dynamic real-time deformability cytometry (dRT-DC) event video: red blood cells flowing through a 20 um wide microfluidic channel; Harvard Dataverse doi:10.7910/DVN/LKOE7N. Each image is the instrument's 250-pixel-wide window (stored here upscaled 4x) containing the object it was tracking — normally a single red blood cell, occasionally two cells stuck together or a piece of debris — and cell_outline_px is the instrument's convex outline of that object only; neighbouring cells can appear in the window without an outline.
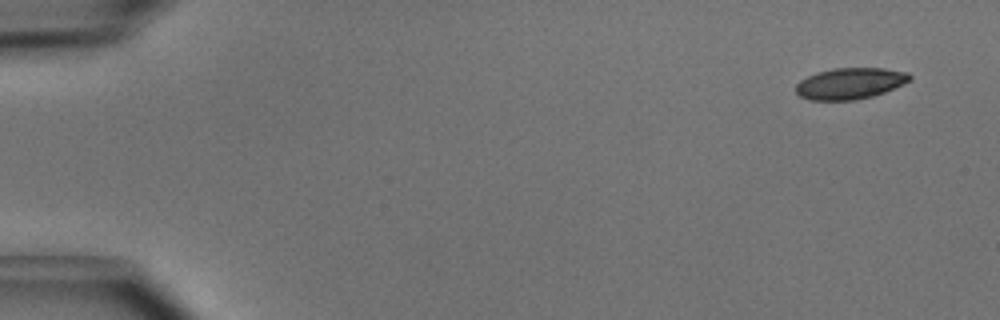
{"species": "common noctule bat (a hibernating species)", "species_latin": "Nyctalus noctula", "temperature_condition": "cold", "stored_images_in_passage": 5, "camera_frame_rate_fps": 3000, "um_per_image_px": 0.085, "animal": {"sex": "male", "body_mass_g": 15.6}, "frame": {"image": 1, "passage_image": 1, "time_ms": 0.0, "image_size_px": [1000, 320], "cell_outline_px": [[912, 80], [904, 84], [884, 92], [872, 96], [856, 100], [808, 100], [800, 96], [796, 92], [796, 84], [800, 80], [816, 72], [832, 68], [884, 68], [908, 72], [912, 76]], "centroid_in_image_um": [72.27, 7.09], "position_along_channel_um": 12.7, "area_um2": 20.92}}
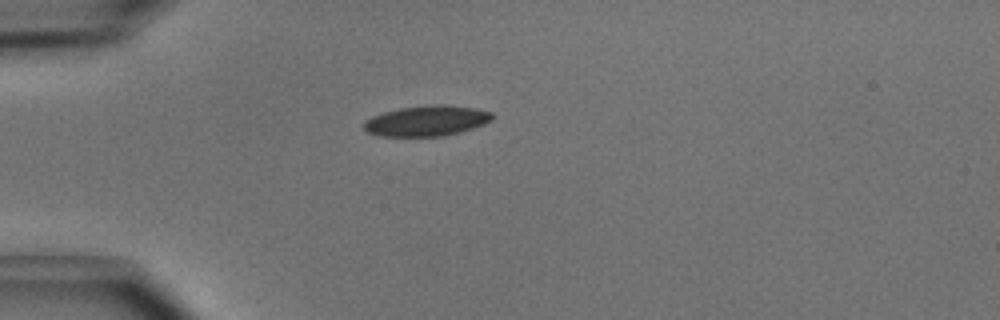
{"frame": {"image": 2, "passage_image": 4, "time_ms": 1.0, "image_size_px": [1000, 320], "cell_outline_px": [[492, 120], [484, 124], [460, 132], [440, 136], [380, 136], [368, 132], [364, 128], [364, 120], [372, 116], [384, 112], [400, 108], [432, 104], [448, 104], [476, 108], [492, 112]], "centroid_in_image_um": [36.27, 10.26], "position_along_channel_um": 48.7, "area_um2": 22.83}}